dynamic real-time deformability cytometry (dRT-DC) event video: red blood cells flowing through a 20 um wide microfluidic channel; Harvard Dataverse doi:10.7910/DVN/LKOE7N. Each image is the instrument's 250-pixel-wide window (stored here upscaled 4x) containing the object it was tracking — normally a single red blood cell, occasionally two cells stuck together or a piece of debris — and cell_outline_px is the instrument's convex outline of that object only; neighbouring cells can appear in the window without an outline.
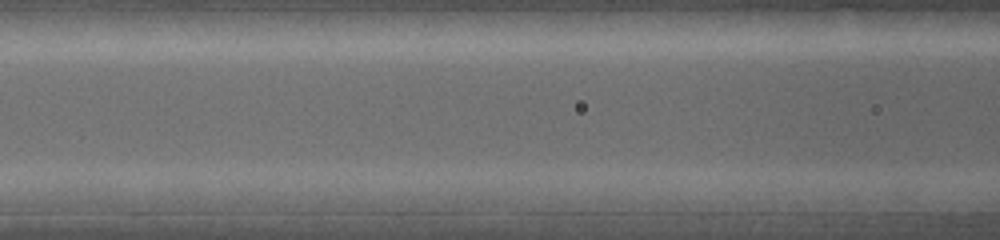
{"species": "common noctule bat (a hibernating species)", "species_latin": "Nyctalus noctula", "temperature_condition": "warm", "stored_images_in_passage": 5, "segment_of_instrument_passage": [2, 2], "camera_frame_rate_fps": 5000, "um_per_image_px": 0.085, "animal": {"sex": "female", "body_mass_g": 19.0, "forearm_length_mm": 53.3}, "frame": {"image": 1, "passage_image": 3, "time_ms": 0.4, "image_size_px": [1000, 240], "cell_outline_px": [[300, 196], [296, 212], [288, 212], [232, 204], [224, 196], [228, 192], [236, 188], [276, 188], [300, 192]], "centroid_in_image_um": [22.55, 16.88], "position_along_channel_um": 144.0, "area_um2": 10.0}}